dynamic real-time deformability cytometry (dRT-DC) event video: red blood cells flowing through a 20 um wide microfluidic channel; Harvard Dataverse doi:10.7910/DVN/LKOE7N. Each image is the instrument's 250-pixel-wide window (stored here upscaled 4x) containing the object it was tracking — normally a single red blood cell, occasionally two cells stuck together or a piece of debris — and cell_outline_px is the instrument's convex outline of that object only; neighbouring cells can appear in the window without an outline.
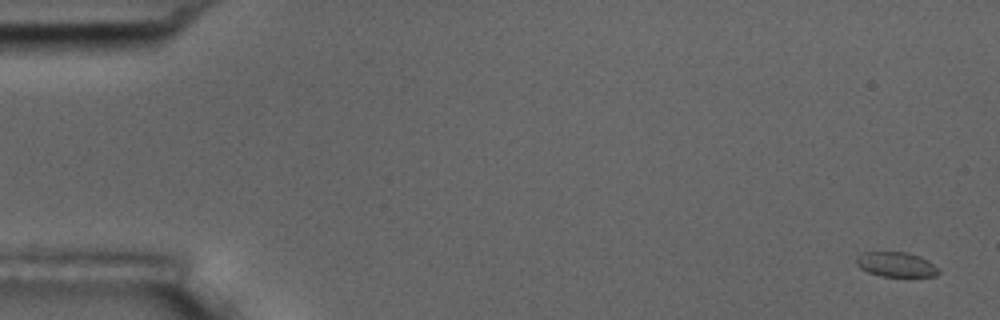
{"species": "common noctule bat (a hibernating species)", "species_latin": "Nyctalus noctula", "temperature_condition": "room temperature", "stored_images_in_passage": 11, "camera_frame_rate_fps": 3000, "um_per_image_px": 0.085, "animal": {"sex": "male", "body_mass_g": 17.5, "forearm_length_mm": 52.3}, "frame": {"image": 1, "passage_image": 1, "time_ms": 0.0, "image_size_px": [1000, 320], "cell_outline_px": [[940, 272], [936, 276], [884, 276], [868, 272], [860, 268], [856, 264], [856, 256], [864, 252], [908, 252], [920, 256], [928, 260], [940, 268]], "centroid_in_image_um": [76.2, 22.47], "position_along_channel_um": 8.8, "area_um2": 11.96}}
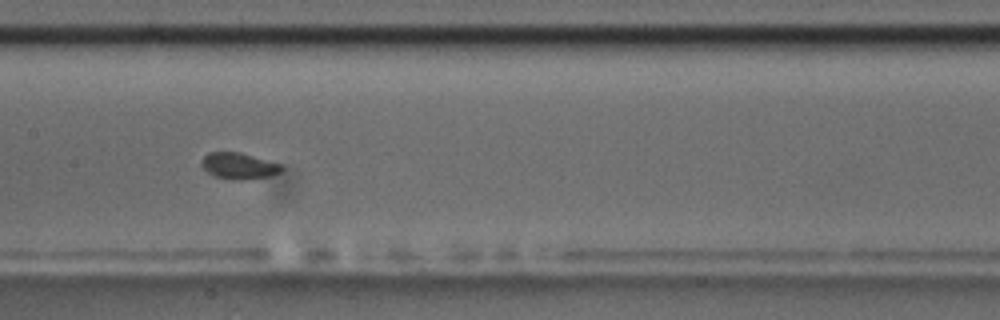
{"frame": {"image": 2, "passage_image": 8, "time_ms": 2.333, "image_size_px": [1000, 320], "cell_outline_px": [[284, 168], [280, 172], [268, 176], [244, 180], [232, 180], [212, 176], [200, 164], [200, 160], [208, 152], [240, 152], [284, 164]], "centroid_in_image_um": [20.31, 14.1], "position_along_channel_um": 187.1, "area_um2": 12.54}}
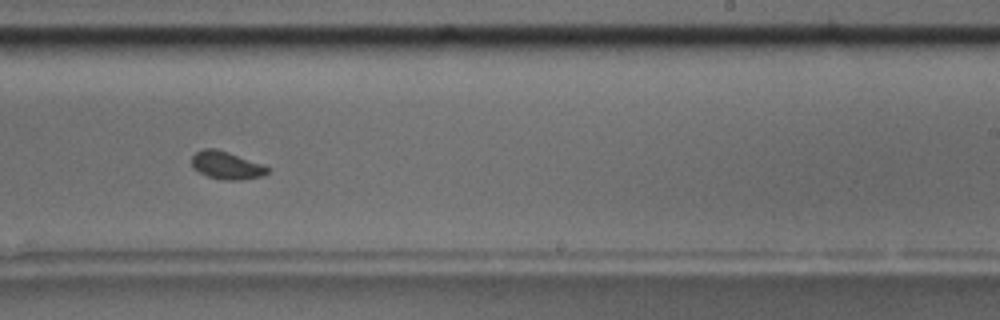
{"frame": {"image": 3, "passage_image": 10, "time_ms": 3.0, "image_size_px": [1000, 320], "cell_outline_px": [[272, 168], [264, 176], [240, 180], [224, 180], [208, 176], [192, 168], [192, 156], [196, 152], [204, 148], [216, 148], [264, 164]], "centroid_in_image_um": [19.3, 14.05], "position_along_channel_um": 269.7, "area_um2": 12.43}}